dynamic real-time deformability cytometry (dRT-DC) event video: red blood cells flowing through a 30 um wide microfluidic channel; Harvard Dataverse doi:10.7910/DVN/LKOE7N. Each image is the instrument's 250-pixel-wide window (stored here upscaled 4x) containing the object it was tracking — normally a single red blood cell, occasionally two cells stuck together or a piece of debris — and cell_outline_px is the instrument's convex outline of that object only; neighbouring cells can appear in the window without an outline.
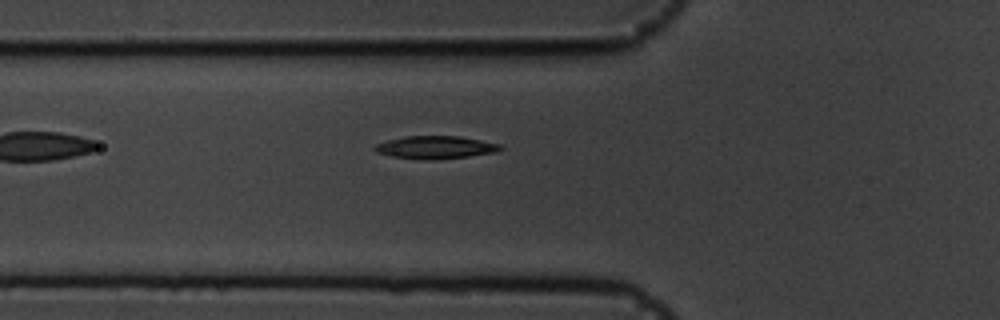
{"species": "common noctule bat (a hibernating species)", "species_latin": "Nyctalus noctula", "temperature_condition": "cold", "stored_images_in_passage": 38, "camera_frame_rate_fps": 3000, "um_per_image_px": 0.085, "animal": {"sex": "male", "body_mass_g": 19.5, "forearm_length_mm": 54.6}, "frame": {"image": 1, "passage_image": 2, "time_ms": 0.333, "image_size_px": [1000, 320], "cell_outline_px": [[504, 148], [496, 152], [468, 156], [432, 160], [424, 160], [392, 156], [376, 152], [372, 148], [376, 144], [388, 140], [404, 136], [460, 136], [500, 144]], "centroid_in_image_um": [37.0, 12.52], "position_along_channel_um": 88.8, "area_um2": 16.65}}
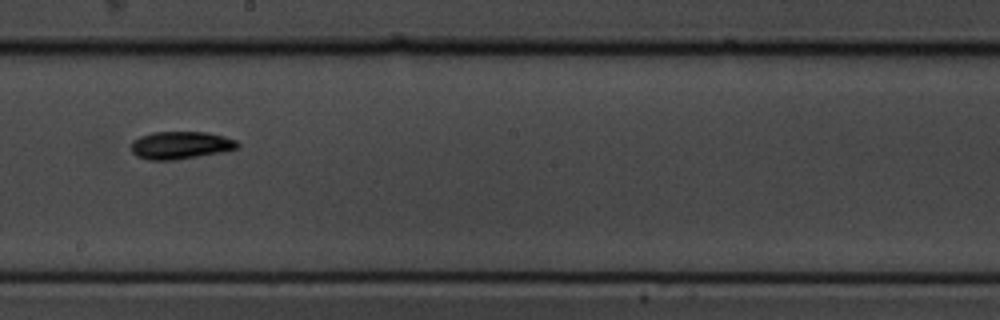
{"frame": {"image": 2, "passage_image": 14, "time_ms": 4.333, "image_size_px": [1000, 320], "cell_outline_px": [[240, 148], [224, 152], [176, 160], [148, 160], [136, 156], [132, 152], [132, 140], [140, 136], [152, 132], [208, 132], [224, 136], [236, 140], [240, 144]], "centroid_in_image_um": [15.38, 12.35], "position_along_channel_um": 232.8, "area_um2": 17.4}}
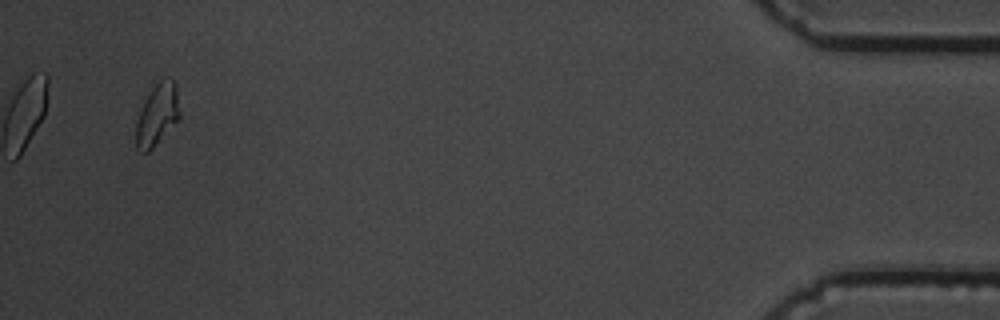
{"frame": {"image": 3, "passage_image": 36, "time_ms": 11.667, "image_size_px": [1000, 320], "cell_outline_px": [[180, 116], [152, 148], [148, 152], [140, 152], [136, 148], [136, 120], [148, 84], [160, 80], [172, 80], [176, 84], [180, 112]], "centroid_in_image_um": [13.31, 9.67], "position_along_channel_um": 421.9, "area_um2": 16.07}}